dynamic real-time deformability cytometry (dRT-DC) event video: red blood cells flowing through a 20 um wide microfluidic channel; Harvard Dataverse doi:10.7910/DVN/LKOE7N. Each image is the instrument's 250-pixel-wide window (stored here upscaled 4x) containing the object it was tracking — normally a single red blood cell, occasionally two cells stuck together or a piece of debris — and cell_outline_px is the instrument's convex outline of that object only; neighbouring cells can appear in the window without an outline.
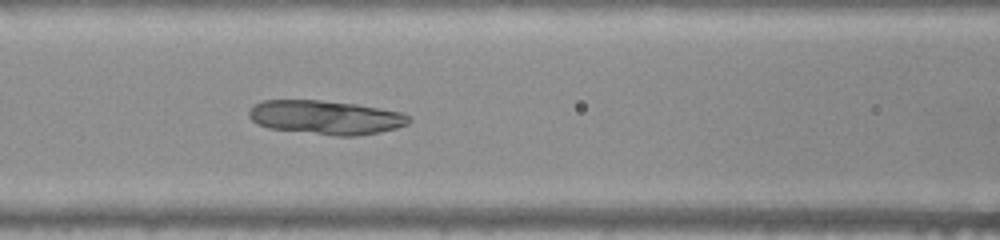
{"species": "common noctule bat (a hibernating species)", "species_latin": "Nyctalus noctula", "temperature_condition": "warm", "stored_images_in_passage": 35, "camera_frame_rate_fps": 3000, "um_per_image_px": 0.085, "animal": {"sex": "female", "body_mass_g": 22.0, "forearm_length_mm": 56.7}, "frame": {"image": 1, "passage_image": 6, "time_ms": 1.667, "image_size_px": [1000, 240], "cell_outline_px": [[412, 120], [408, 124], [396, 128], [380, 132], [356, 136], [336, 136], [268, 128], [256, 124], [248, 116], [248, 112], [260, 100], [320, 100], [356, 104], [404, 112], [412, 116]], "centroid_in_image_um": [27.73, 9.98], "position_along_channel_um": 138.9, "area_um2": 31.96}}
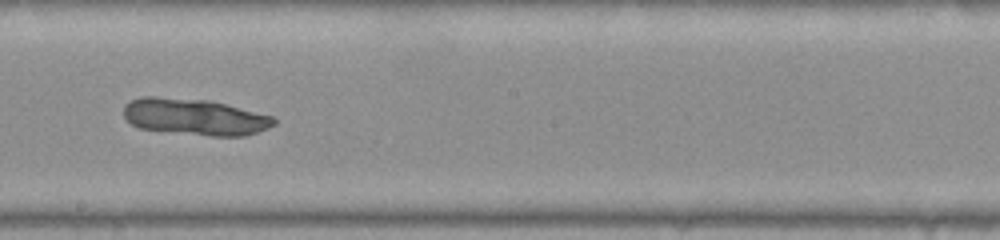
{"frame": {"image": 2, "passage_image": 13, "time_ms": 4.0, "image_size_px": [1000, 240], "cell_outline_px": [[276, 124], [268, 128], [244, 136], [212, 136], [140, 128], [132, 124], [124, 116], [124, 104], [140, 96], [156, 96], [208, 100], [272, 116], [276, 120]], "centroid_in_image_um": [16.54, 9.92], "position_along_channel_um": 231.7, "area_um2": 31.67}}
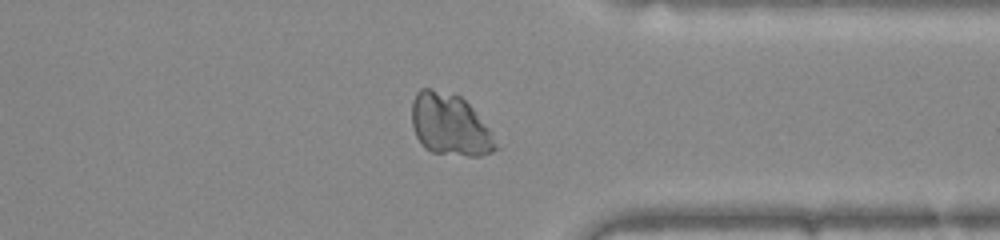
{"frame": {"image": 3, "passage_image": 24, "time_ms": 7.667, "image_size_px": [1000, 240], "cell_outline_px": [[500, 148], [492, 152], [480, 156], [468, 156], [432, 152], [424, 148], [420, 144], [416, 136], [412, 124], [412, 100], [416, 92], [420, 88], [428, 88], [460, 96], [472, 108], [488, 128]], "centroid_in_image_um": [38.22, 10.63], "position_along_channel_um": 373.2, "area_um2": 30.11}}